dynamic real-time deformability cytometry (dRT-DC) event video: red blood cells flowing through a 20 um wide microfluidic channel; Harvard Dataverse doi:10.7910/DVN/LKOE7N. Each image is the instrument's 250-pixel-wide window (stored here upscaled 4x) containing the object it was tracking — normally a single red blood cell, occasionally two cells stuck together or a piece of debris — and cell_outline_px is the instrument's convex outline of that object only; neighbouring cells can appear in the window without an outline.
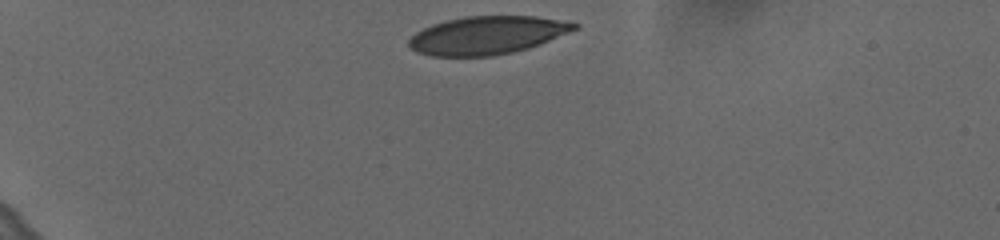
{"species": "human", "species_latin": "Homo sapiens", "temperature_condition": "cold", "stored_images_in_passage": 36, "camera_frame_rate_fps": 3000, "um_per_image_px": 0.085, "donor": {"sex": "female"}, "frame": {"image": 1, "passage_image": 1, "time_ms": 0.0, "image_size_px": [1000, 240], "cell_outline_px": [[580, 28], [540, 44], [528, 48], [512, 52], [492, 56], [432, 56], [416, 52], [408, 44], [408, 40], [416, 32], [432, 24], [464, 16], [536, 16], [580, 24]], "centroid_in_image_um": [41.41, 3.0], "position_along_channel_um": 43.6, "area_um2": 36.65}}
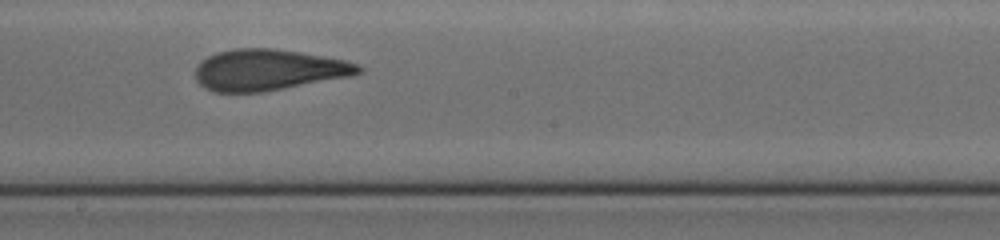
{"frame": {"image": 2, "passage_image": 21, "time_ms": 6.667, "image_size_px": [1000, 240], "cell_outline_px": [[364, 72], [352, 76], [264, 92], [216, 92], [204, 88], [196, 80], [196, 68], [208, 56], [216, 52], [236, 48], [272, 48], [300, 52], [324, 56], [344, 60], [360, 64], [364, 68]], "centroid_in_image_um": [22.87, 5.94], "position_along_channel_um": 225.3, "area_um2": 39.25}}
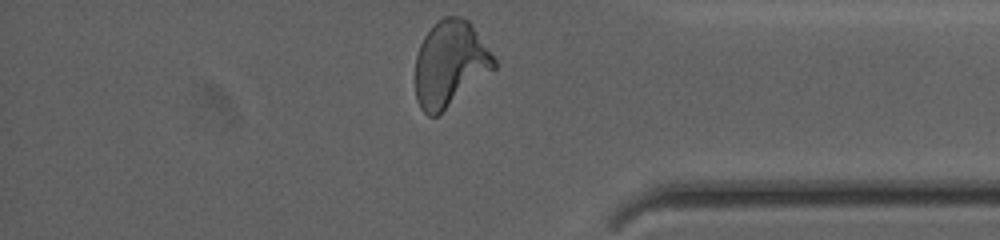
{"frame": {"image": 3, "passage_image": 36, "time_ms": 11.667, "image_size_px": [1000, 240], "cell_outline_px": [[496, 68], [436, 116], [428, 116], [420, 108], [416, 100], [416, 56], [420, 44], [424, 36], [444, 16], [460, 16], [468, 20], [496, 60]], "centroid_in_image_um": [38.24, 5.43], "position_along_channel_um": 397.0, "area_um2": 38.73}, "authors_computed_cell_mechanics": {"area_um2": 39.304, "velocity_mm_per_s": 3.6354, "shape_relaxation_time_tau1_ms": 6.116, "shape_relaxation_time_tau2_ms": 1.8003, "deformation_change_tau1": 0.1875, "deformation_change_tau2": 0.0934}}